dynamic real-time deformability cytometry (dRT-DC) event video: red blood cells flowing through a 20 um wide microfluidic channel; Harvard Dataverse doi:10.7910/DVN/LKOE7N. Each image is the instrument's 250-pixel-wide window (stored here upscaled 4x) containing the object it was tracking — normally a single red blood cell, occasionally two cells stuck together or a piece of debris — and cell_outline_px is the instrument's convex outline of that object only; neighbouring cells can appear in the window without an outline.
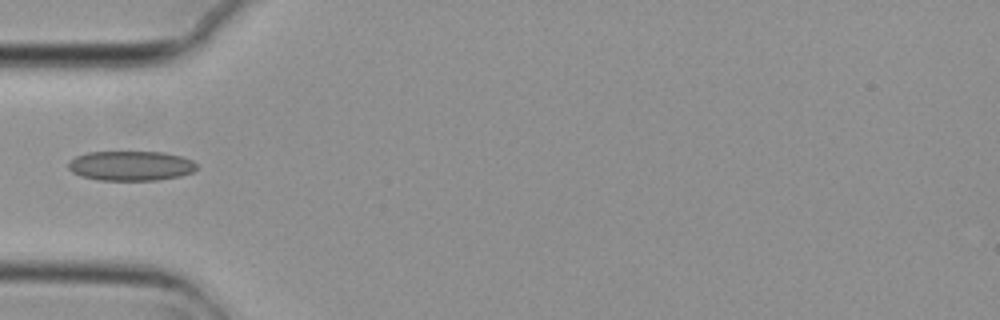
{"species": "common noctule bat (a hibernating species)", "species_latin": "Nyctalus noctula", "temperature_condition": "cold", "stored_images_in_passage": 6, "camera_frame_rate_fps": 3000, "um_per_image_px": 0.085, "animal": {"sex": "female", "body_mass_g": 29.2, "forearm_length_mm": 56.3}, "frame": {"image": 1, "passage_image": 5, "time_ms": 1.333, "image_size_px": [1000, 320], "cell_outline_px": [[196, 168], [192, 172], [180, 176], [156, 180], [100, 180], [84, 176], [72, 172], [68, 168], [68, 164], [76, 156], [88, 152], [164, 152], [180, 156], [192, 160], [196, 164]], "centroid_in_image_um": [11.13, 14.09], "position_along_channel_um": 73.9, "area_um2": 22.02}}
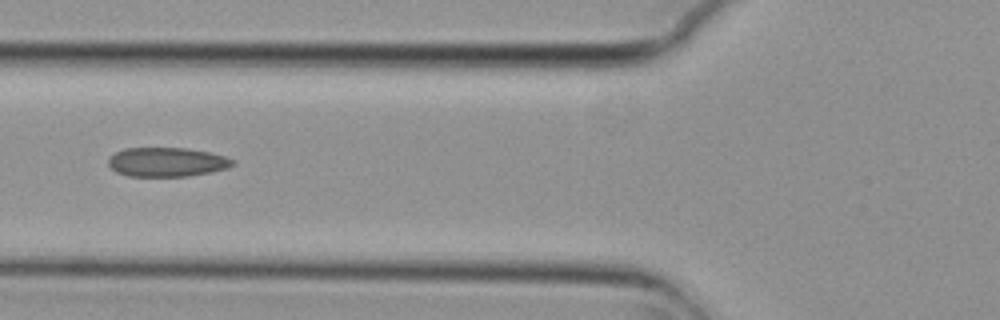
{"frame": {"image": 2, "passage_image": 6, "time_ms": 1.667, "image_size_px": [1000, 320], "cell_outline_px": [[236, 164], [228, 168], [212, 172], [188, 176], [128, 176], [116, 172], [108, 164], [108, 160], [116, 152], [124, 148], [184, 148], [208, 152], [224, 156], [232, 160]], "centroid_in_image_um": [14.19, 13.78], "position_along_channel_um": 111.6, "area_um2": 21.04}}